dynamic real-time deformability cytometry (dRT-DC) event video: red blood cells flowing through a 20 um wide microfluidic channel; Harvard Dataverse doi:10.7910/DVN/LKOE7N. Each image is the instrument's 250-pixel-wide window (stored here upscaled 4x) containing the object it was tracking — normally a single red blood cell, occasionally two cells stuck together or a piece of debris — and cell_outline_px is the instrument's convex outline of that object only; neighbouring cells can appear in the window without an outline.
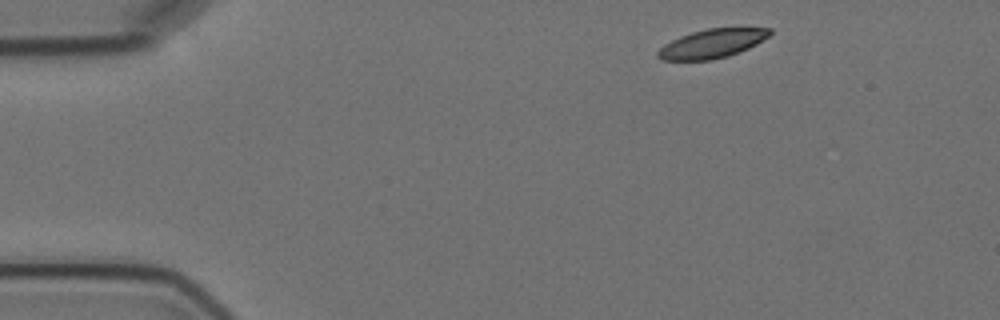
{"species": "Egyptian fruit bat (a non-hibernating species)", "species_latin": "Rousettus aegyptiacus", "temperature_condition": "cold", "stored_images_in_passage": 3, "camera_frame_rate_fps": 3000, "um_per_image_px": 0.085, "animal": {"sex": "female"}, "frame": {"image": 1, "passage_image": 1, "time_ms": 0.0, "image_size_px": [1000, 320], "cell_outline_px": [[772, 32], [768, 36], [756, 44], [748, 48], [728, 56], [712, 60], [660, 60], [656, 56], [656, 52], [664, 44], [680, 36], [692, 32], [708, 28], [772, 28]], "centroid_in_image_um": [60.49, 3.71], "position_along_channel_um": 24.5, "area_um2": 18.79}}